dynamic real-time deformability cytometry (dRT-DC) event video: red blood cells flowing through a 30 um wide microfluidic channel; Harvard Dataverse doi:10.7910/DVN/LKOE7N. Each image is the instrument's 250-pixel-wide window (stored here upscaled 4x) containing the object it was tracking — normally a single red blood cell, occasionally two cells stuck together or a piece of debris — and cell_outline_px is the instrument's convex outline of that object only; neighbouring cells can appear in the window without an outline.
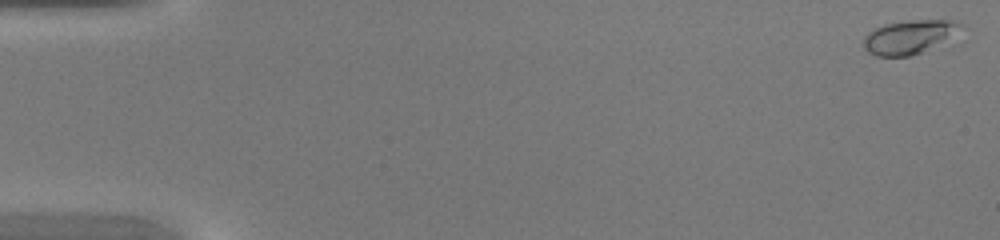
{"species": "common noctule bat (a hibernating species)", "species_latin": "Nyctalus noctula", "temperature_condition": "warm", "stored_images_in_passage": 45, "camera_frame_rate_fps": 3000, "um_per_image_px": 0.085, "animal": {"sex": "female", "body_mass_g": 20.0, "forearm_length_mm": 54.0}, "frame": {"image": 1, "passage_image": 1, "time_ms": 0.0, "image_size_px": [1000, 240], "cell_outline_px": [[964, 24], [920, 52], [908, 56], [876, 56], [868, 52], [864, 48], [864, 36], [868, 32], [884, 24], [912, 20], [956, 20]], "centroid_in_image_um": [77.12, 3.12], "position_along_channel_um": 7.9, "area_um2": 17.98}}
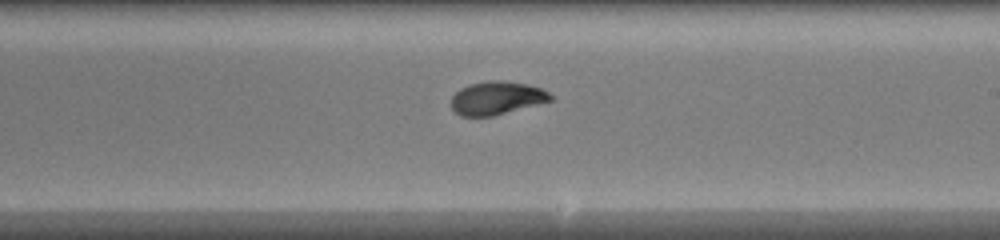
{"frame": {"image": 2, "passage_image": 27, "time_ms": 8.667, "image_size_px": [1000, 240], "cell_outline_px": [[552, 100], [492, 116], [460, 116], [452, 108], [452, 96], [460, 88], [468, 84], [492, 80], [504, 80], [528, 84], [540, 88], [548, 92], [552, 96]], "centroid_in_image_um": [42.2, 8.32], "position_along_channel_um": 246.8, "area_um2": 19.07}}
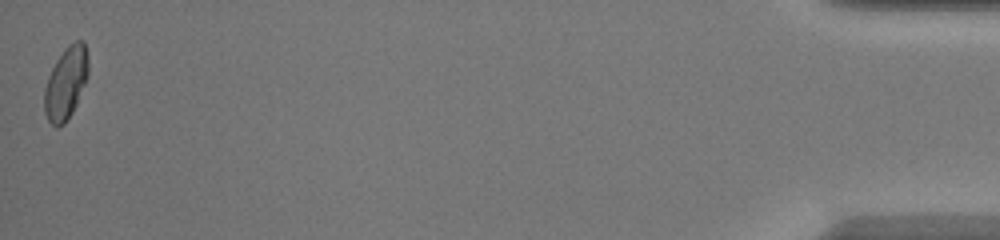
{"frame": {"image": 3, "passage_image": 45, "time_ms": 14.667, "image_size_px": [1000, 240], "cell_outline_px": [[88, 72], [84, 84], [76, 104], [72, 112], [64, 124], [56, 128], [48, 120], [44, 112], [44, 88], [48, 76], [56, 60], [64, 48], [68, 44], [76, 40], [84, 40], [88, 56]], "centroid_in_image_um": [5.59, 7.04], "position_along_channel_um": 429.6, "area_um2": 18.55}}